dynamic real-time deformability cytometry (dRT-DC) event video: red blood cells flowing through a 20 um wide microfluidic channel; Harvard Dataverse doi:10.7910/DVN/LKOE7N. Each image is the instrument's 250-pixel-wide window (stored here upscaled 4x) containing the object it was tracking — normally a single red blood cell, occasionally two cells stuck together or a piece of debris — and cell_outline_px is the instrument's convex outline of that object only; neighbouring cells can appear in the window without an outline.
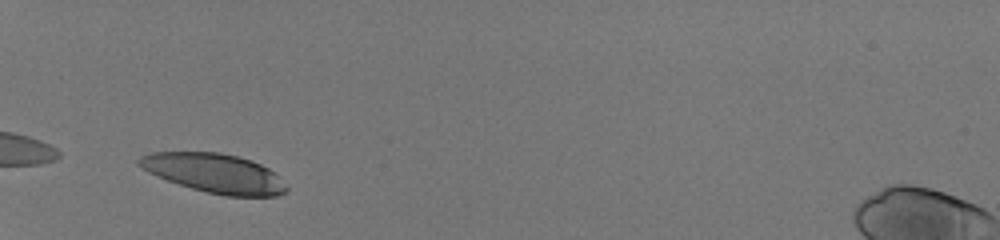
{"species": "human", "species_latin": "Homo sapiens", "temperature_condition": "room temperature", "stored_images_in_passage": 24, "camera_frame_rate_fps": 3000, "um_per_image_px": 0.085, "donor": {"sex": "male"}, "frame": {"image": 1, "passage_image": 1, "time_ms": 0.0, "image_size_px": [1000, 240], "cell_outline_px": [[288, 188], [284, 192], [276, 196], [224, 196], [192, 188], [168, 180], [148, 172], [136, 164], [136, 160], [140, 156], [152, 152], [220, 152], [252, 160], [268, 168], [280, 176]], "centroid_in_image_um": [18.23, 14.71], "position_along_channel_um": 66.8, "area_um2": 33.58}}
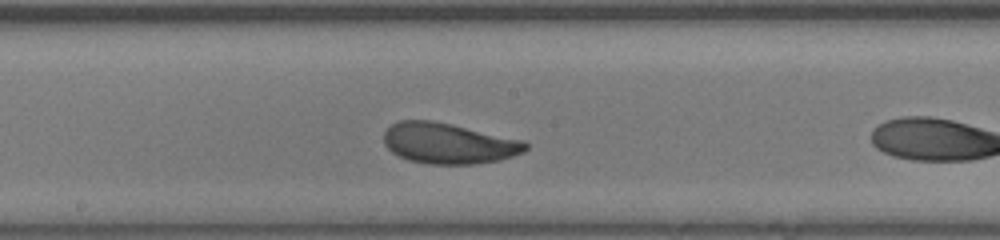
{"frame": {"image": 2, "passage_image": 10, "time_ms": 3.0, "image_size_px": [1000, 240], "cell_outline_px": [[528, 148], [524, 152], [500, 160], [472, 164], [428, 164], [408, 160], [392, 152], [384, 144], [384, 132], [396, 120], [432, 120], [452, 124], [524, 140], [528, 144]], "centroid_in_image_um": [38.13, 12.18], "position_along_channel_um": 210.1, "area_um2": 33.76}}
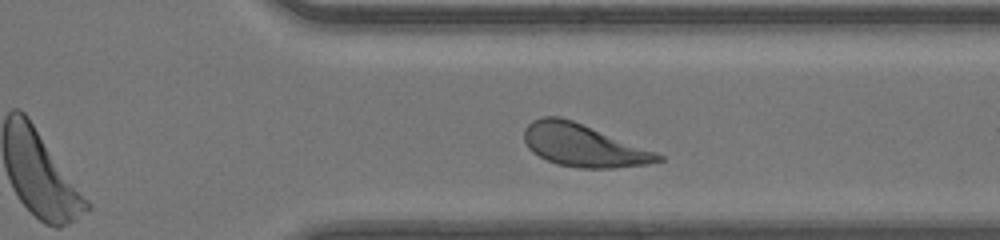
{"frame": {"image": 3, "passage_image": 21, "time_ms": 6.667, "image_size_px": [1000, 240], "cell_outline_px": [[664, 160], [648, 164], [612, 168], [580, 168], [556, 164], [532, 152], [528, 148], [524, 140], [524, 128], [532, 120], [544, 116], [560, 116], [572, 120], [656, 152], [664, 156]], "centroid_in_image_um": [49.56, 12.36], "position_along_channel_um": 361.8, "area_um2": 32.95}}